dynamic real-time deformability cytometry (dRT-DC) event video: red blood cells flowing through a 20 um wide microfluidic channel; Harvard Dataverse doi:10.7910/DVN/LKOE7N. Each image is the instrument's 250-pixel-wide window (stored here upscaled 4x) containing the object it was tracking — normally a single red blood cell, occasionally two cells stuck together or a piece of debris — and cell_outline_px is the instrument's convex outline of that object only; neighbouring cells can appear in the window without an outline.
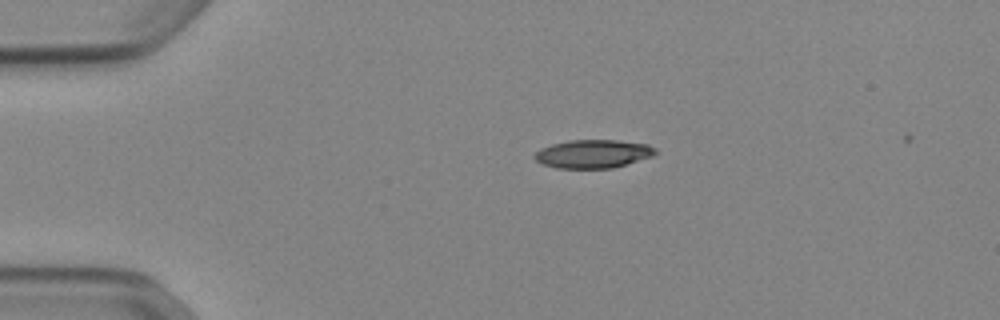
{"species": "Egyptian fruit bat (a non-hibernating species)", "species_latin": "Rousettus aegyptiacus", "temperature_condition": "cold", "stored_images_in_passage": 40, "camera_frame_rate_fps": 3000, "um_per_image_px": 0.085, "animal": {"sex": "female"}, "frame": {"image": 1, "passage_image": 1, "time_ms": 0.0, "image_size_px": [1000, 320], "cell_outline_px": [[656, 152], [652, 156], [612, 168], [556, 168], [544, 164], [536, 160], [532, 156], [540, 148], [552, 144], [568, 140], [616, 140], [648, 144], [656, 148]], "centroid_in_image_um": [50.39, 13.07], "position_along_channel_um": 34.6, "area_um2": 19.88}}
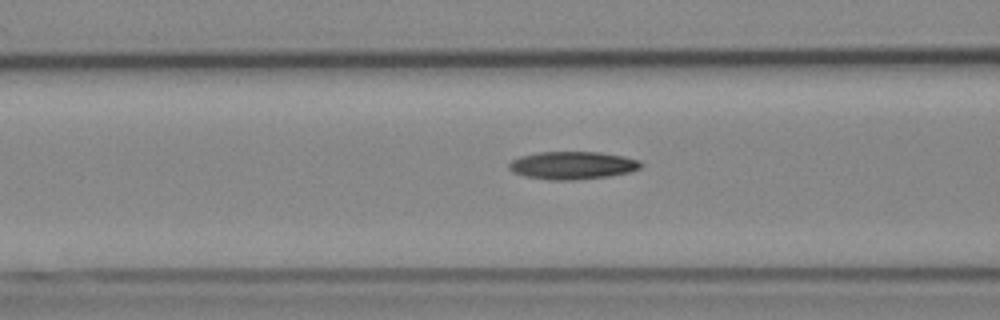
{"frame": {"image": 2, "passage_image": 11, "time_ms": 3.333, "image_size_px": [1000, 320], "cell_outline_px": [[644, 164], [640, 168], [628, 172], [608, 176], [576, 180], [548, 180], [524, 176], [512, 172], [508, 168], [508, 164], [512, 160], [520, 156], [536, 152], [600, 152], [624, 156], [640, 160]], "centroid_in_image_um": [48.64, 14.05], "position_along_channel_um": 118.0, "area_um2": 21.56}}
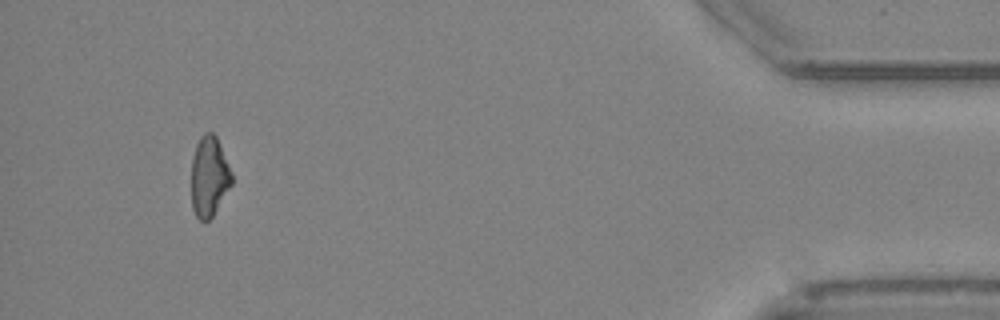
{"frame": {"image": 3, "passage_image": 39, "time_ms": 12.667, "image_size_px": [1000, 320], "cell_outline_px": [[232, 184], [212, 216], [208, 220], [200, 220], [196, 216], [192, 208], [192, 156], [196, 144], [200, 136], [204, 132], [212, 132], [216, 136], [232, 172]], "centroid_in_image_um": [17.77, 14.98], "position_along_channel_um": 417.4, "area_um2": 18.79}}